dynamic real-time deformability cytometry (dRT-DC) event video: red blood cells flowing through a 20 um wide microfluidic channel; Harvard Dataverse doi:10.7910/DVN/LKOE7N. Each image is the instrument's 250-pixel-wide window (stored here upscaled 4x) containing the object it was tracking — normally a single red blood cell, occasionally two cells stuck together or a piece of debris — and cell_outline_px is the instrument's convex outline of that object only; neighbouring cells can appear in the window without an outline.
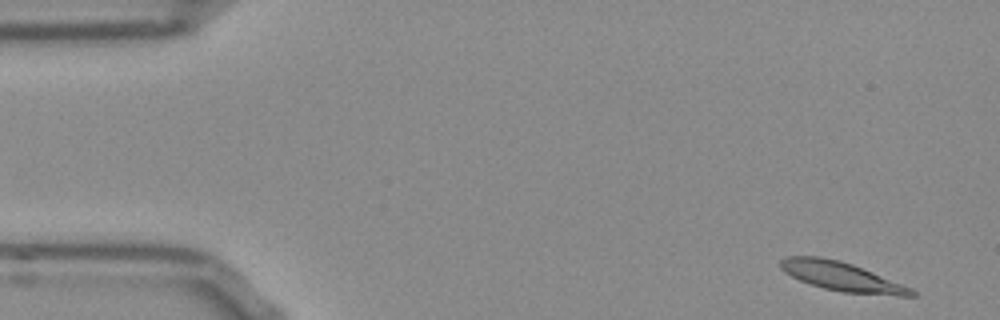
{"species": "Egyptian fruit bat (a non-hibernating species)", "species_latin": "Rousettus aegyptiacus", "temperature_condition": "room temperature", "stored_images_in_passage": 52, "camera_frame_rate_fps": 3000, "um_per_image_px": 0.085, "frame": {"image": 1, "passage_image": 2, "time_ms": 0.333, "image_size_px": [1000, 320], "cell_outline_px": [[916, 296], [900, 296], [844, 292], [824, 288], [800, 280], [784, 272], [780, 268], [780, 260], [788, 256], [820, 256], [840, 260], [852, 264], [912, 288], [916, 292]], "centroid_in_image_um": [71.54, 23.5], "position_along_channel_um": 13.5, "area_um2": 21.91}}
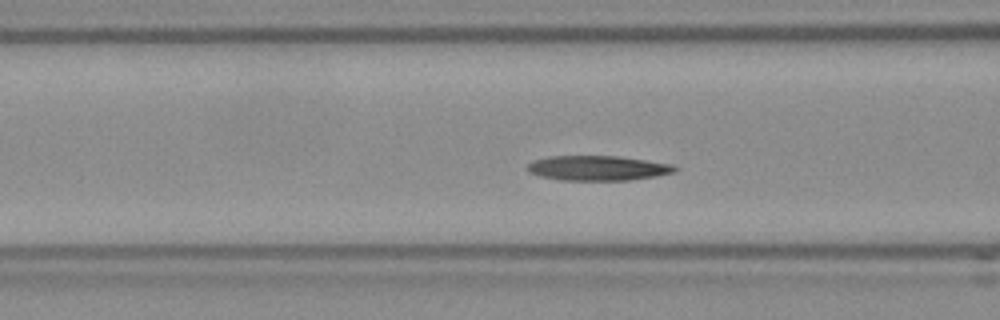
{"frame": {"image": 2, "passage_image": 19, "time_ms": 6.0, "image_size_px": [1000, 320], "cell_outline_px": [[680, 168], [676, 172], [656, 176], [628, 180], [560, 180], [540, 176], [528, 172], [528, 164], [532, 160], [548, 156], [616, 156], [672, 164]], "centroid_in_image_um": [50.81, 14.29], "position_along_channel_um": 115.8, "area_um2": 21.39}}
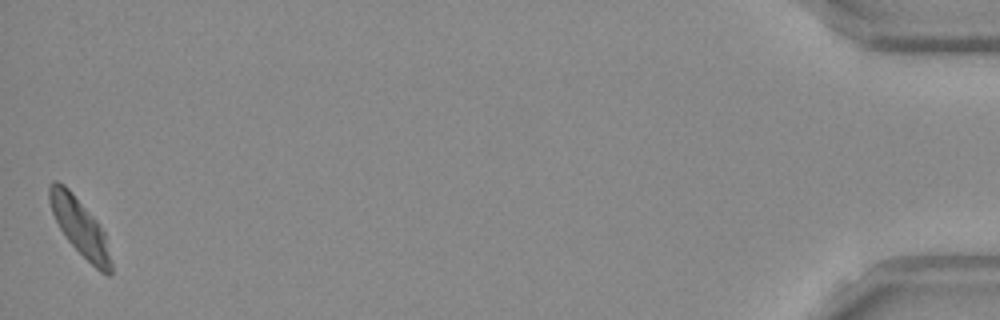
{"frame": {"image": 3, "passage_image": 52, "time_ms": 17.0, "image_size_px": [1000, 320], "cell_outline_px": [[112, 272], [108, 276], [100, 272], [68, 240], [60, 228], [52, 212], [48, 200], [48, 188], [56, 180], [64, 184], [72, 192], [96, 220], [104, 232], [112, 264]], "centroid_in_image_um": [6.79, 19.28], "position_along_channel_um": 428.4, "area_um2": 20.0}, "authors_computed_cell_mechanics": {"area_um2": 21.386, "velocity_mm_per_s": 3.7396, "shape_relaxation_time_tau1_ms": 4.9476, "shape_relaxation_time_tau2_ms": 2.2129, "deformation_change_tau1": 0.1624, "deformation_change_tau2": 0.07}}